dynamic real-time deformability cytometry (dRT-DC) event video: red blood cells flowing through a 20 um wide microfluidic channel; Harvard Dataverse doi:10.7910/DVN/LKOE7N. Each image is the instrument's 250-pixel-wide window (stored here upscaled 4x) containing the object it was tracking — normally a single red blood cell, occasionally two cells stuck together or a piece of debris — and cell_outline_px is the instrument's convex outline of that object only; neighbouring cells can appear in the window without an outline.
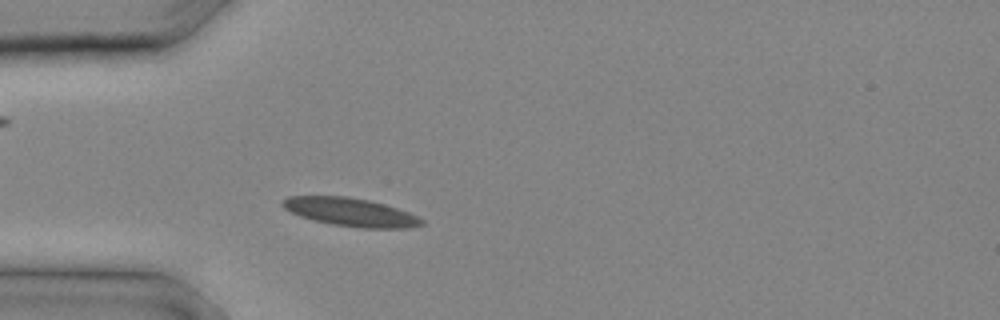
{"species": "common noctule bat (a hibernating species)", "species_latin": "Nyctalus noctula", "temperature_condition": "cold", "stored_images_in_passage": 5, "camera_frame_rate_fps": 3000, "um_per_image_px": 0.085, "animal": {"sex": "male", "body_mass_g": 20.4}, "frame": {"image": 1, "passage_image": 3, "time_ms": 0.667, "image_size_px": [1000, 320], "cell_outline_px": [[424, 224], [408, 228], [364, 228], [332, 224], [300, 216], [284, 208], [280, 204], [280, 200], [288, 196], [348, 196], [368, 200], [384, 204], [408, 212], [424, 220]], "centroid_in_image_um": [29.78, 18.02], "position_along_channel_um": 55.2, "area_um2": 22.77}}